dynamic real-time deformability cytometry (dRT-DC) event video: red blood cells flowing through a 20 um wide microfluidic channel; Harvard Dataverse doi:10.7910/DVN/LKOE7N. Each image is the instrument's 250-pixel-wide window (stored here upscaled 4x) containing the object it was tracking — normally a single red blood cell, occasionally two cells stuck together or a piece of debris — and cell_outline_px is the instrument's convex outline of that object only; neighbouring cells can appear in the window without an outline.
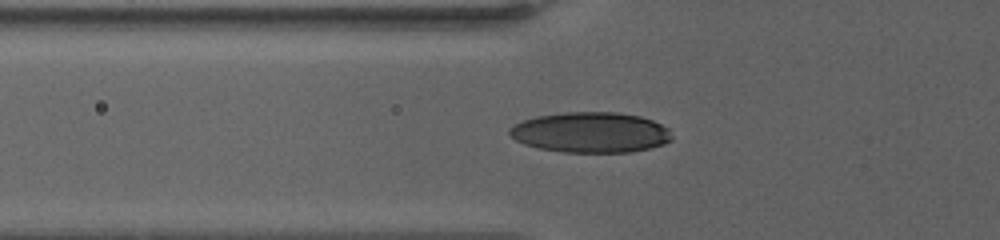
{"species": "human", "species_latin": "Homo sapiens", "temperature_condition": "warm", "stored_images_in_passage": 48, "camera_frame_rate_fps": 3000, "um_per_image_px": 0.085, "donor": {"sex": "female"}, "frame": {"image": 1, "passage_image": 3, "time_ms": 0.333, "image_size_px": [1000, 240], "cell_outline_px": [[672, 140], [664, 144], [632, 152], [564, 152], [540, 148], [524, 144], [516, 140], [508, 132], [508, 128], [524, 120], [536, 116], [564, 112], [616, 112], [640, 116], [652, 120], [668, 128], [672, 136]], "centroid_in_image_um": [50.22, 11.25], "position_along_channel_um": 75.6, "area_um2": 38.21}}
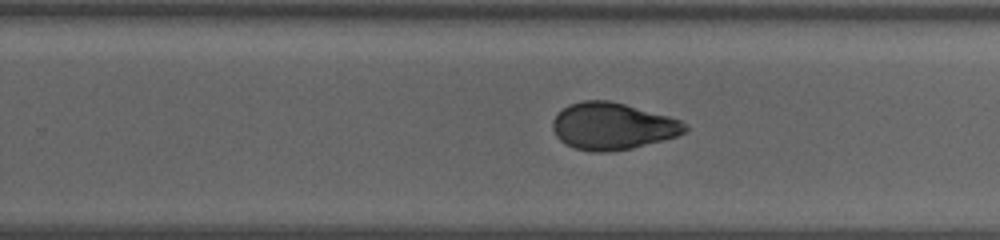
{"frame": {"image": 2, "passage_image": 25, "time_ms": 6.667, "image_size_px": [1000, 240], "cell_outline_px": [[688, 128], [684, 132], [676, 136], [664, 140], [632, 148], [612, 152], [592, 152], [576, 148], [564, 144], [556, 136], [552, 128], [552, 120], [568, 104], [584, 100], [608, 100], [624, 104], [668, 116], [680, 120]], "centroid_in_image_um": [52.04, 10.74], "position_along_channel_um": 277.8, "area_um2": 36.07}}
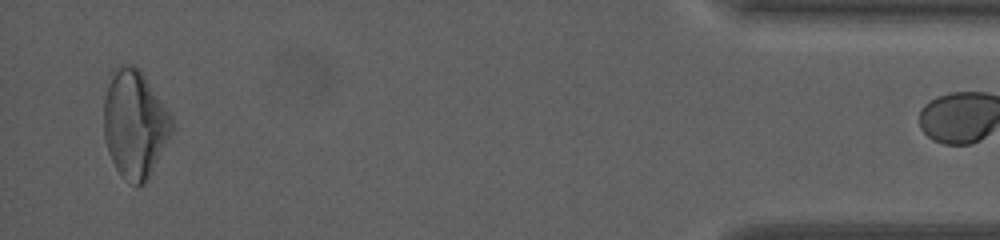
{"frame": {"image": 3, "passage_image": 47, "time_ms": 13.333, "image_size_px": [1000, 240], "cell_outline_px": [[172, 132], [148, 180], [144, 184], [136, 188], [124, 180], [120, 176], [108, 152], [104, 136], [104, 96], [112, 68], [120, 64], [132, 64], [140, 68], [172, 116]], "centroid_in_image_um": [11.43, 10.53], "position_along_channel_um": 423.8, "area_um2": 43.35}}